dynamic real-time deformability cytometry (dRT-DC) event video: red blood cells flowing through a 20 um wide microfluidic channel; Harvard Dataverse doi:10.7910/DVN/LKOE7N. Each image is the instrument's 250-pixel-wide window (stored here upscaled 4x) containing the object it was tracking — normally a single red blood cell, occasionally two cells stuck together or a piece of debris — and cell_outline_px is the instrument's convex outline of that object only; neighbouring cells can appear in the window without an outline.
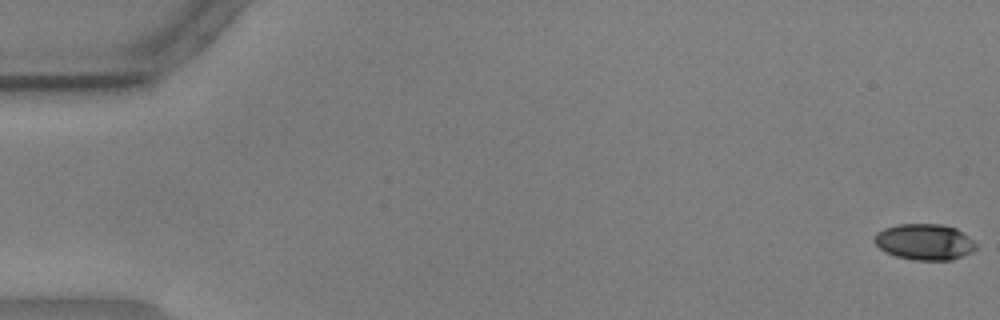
{"species": "common noctule bat (a hibernating species)", "species_latin": "Nyctalus noctula", "temperature_condition": "warm", "stored_images_in_passage": 57, "camera_frame_rate_fps": 3000, "um_per_image_px": 0.085, "animal": {"sex": "male", "body_mass_g": 17.9, "forearm_length_mm": 54.2}, "frame": {"image": 1, "passage_image": 1, "time_ms": 0.0, "image_size_px": [1000, 320], "cell_outline_px": [[976, 248], [972, 252], [952, 260], [916, 260], [896, 256], [884, 252], [872, 240], [876, 232], [884, 228], [900, 224], [944, 224], [956, 228], [968, 236], [976, 244]], "centroid_in_image_um": [78.57, 20.56], "position_along_channel_um": 6.4, "area_um2": 21.44}}
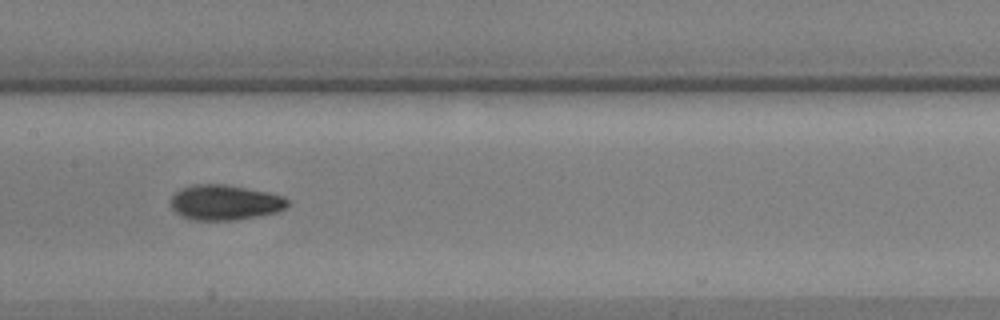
{"frame": {"image": 2, "passage_image": 29, "time_ms": 9.333, "image_size_px": [1000, 320], "cell_outline_px": [[288, 204], [284, 208], [276, 212], [236, 220], [192, 220], [180, 216], [172, 208], [172, 196], [180, 188], [196, 184], [224, 184], [268, 192], [284, 196], [288, 200]], "centroid_in_image_um": [19.1, 17.21], "position_along_channel_um": 188.3, "area_um2": 23.87}}
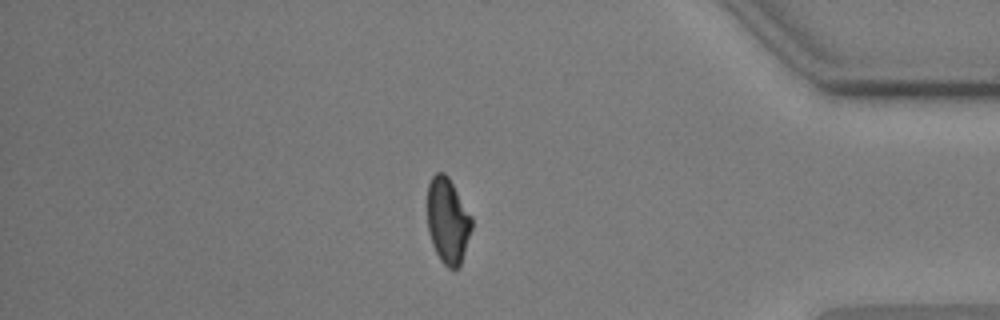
{"frame": {"image": 3, "passage_image": 49, "time_ms": 16.0, "image_size_px": [1000, 320], "cell_outline_px": [[472, 228], [460, 264], [456, 268], [448, 268], [440, 260], [432, 244], [428, 232], [428, 184], [432, 176], [436, 172], [444, 172], [448, 176], [472, 216]], "centroid_in_image_um": [38.05, 18.74], "position_along_channel_um": 397.1, "area_um2": 22.02}, "authors_computed_cell_mechanics": {"area_um2": 22.7732, "velocity_mm_per_s": 3.5917, "shape_relaxation_time_tau1_ms": 4.034, "shape_relaxation_time_tau2_ms": 2.1091, "deformation_change_tau1": 0.1429, "deformation_change_tau2": 0.0672}}